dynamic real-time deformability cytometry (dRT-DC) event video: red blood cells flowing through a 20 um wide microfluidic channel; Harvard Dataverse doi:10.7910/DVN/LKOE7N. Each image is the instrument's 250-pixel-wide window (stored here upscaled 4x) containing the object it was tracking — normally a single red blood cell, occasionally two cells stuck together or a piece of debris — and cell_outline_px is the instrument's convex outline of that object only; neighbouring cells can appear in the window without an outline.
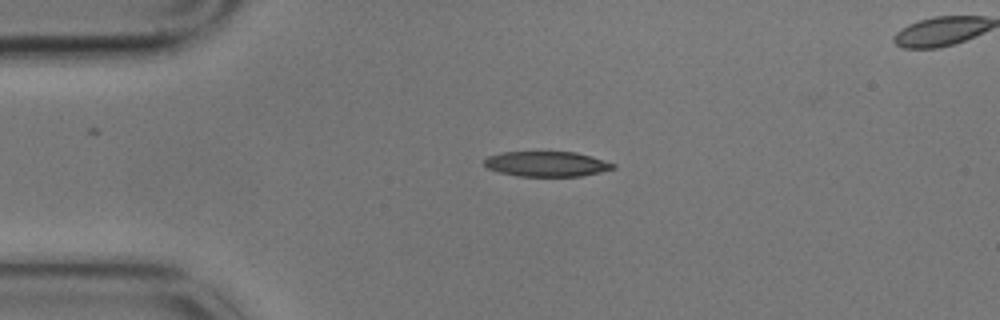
{"species": "common noctule bat (a hibernating species)", "species_latin": "Nyctalus noctula", "temperature_condition": "cold", "stored_images_in_passage": 3, "segment_of_instrument_passage": [1, 2], "camera_frame_rate_fps": 3000, "um_per_image_px": 0.085, "animal": {"sex": "male", "body_mass_g": 17.9}, "frame": {"image": 1, "passage_image": 1, "time_ms": 0.0, "image_size_px": [1000, 320], "cell_outline_px": [[616, 168], [600, 172], [580, 176], [516, 176], [500, 172], [488, 168], [484, 164], [484, 160], [488, 156], [500, 152], [576, 152], [592, 156], [616, 164]], "centroid_in_image_um": [46.48, 13.93], "position_along_channel_um": 38.5, "area_um2": 18.9}}